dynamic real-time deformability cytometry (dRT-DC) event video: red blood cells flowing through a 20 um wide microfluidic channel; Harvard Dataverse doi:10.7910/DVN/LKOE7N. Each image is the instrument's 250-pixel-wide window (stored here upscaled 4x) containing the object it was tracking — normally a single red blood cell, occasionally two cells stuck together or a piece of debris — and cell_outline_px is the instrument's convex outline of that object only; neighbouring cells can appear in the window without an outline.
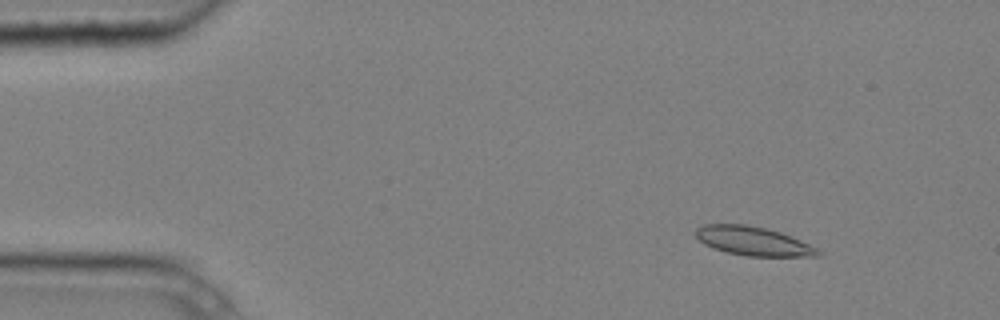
{"species": "common noctule bat (a hibernating species)", "species_latin": "Nyctalus noctula", "temperature_condition": "cold", "stored_images_in_passage": 6, "camera_frame_rate_fps": 3000, "um_per_image_px": 0.085, "animal": {"sex": "male", "body_mass_g": 20.4}, "frame": {"image": 1, "passage_image": 2, "time_ms": 0.333, "image_size_px": [1000, 320], "cell_outline_px": [[824, 256], [748, 256], [728, 252], [712, 248], [704, 244], [696, 236], [696, 228], [704, 224], [744, 224], [764, 228], [780, 232], [800, 240], [824, 252]], "centroid_in_image_um": [64.04, 20.5], "position_along_channel_um": 21.0, "area_um2": 20.46}}
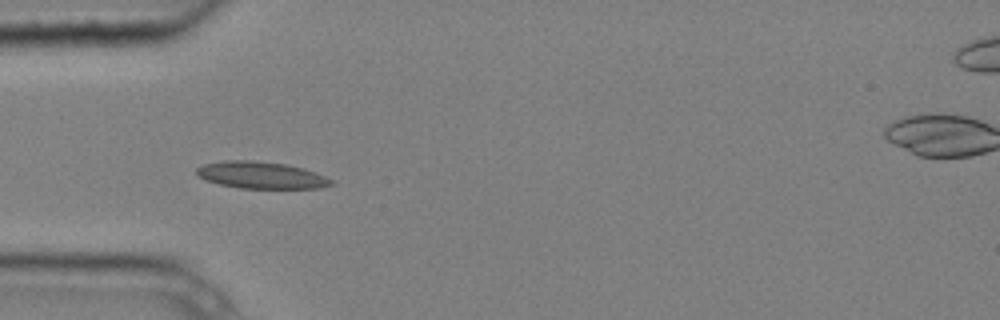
{"frame": {"image": 2, "passage_image": 5, "time_ms": 1.333, "image_size_px": [1000, 320], "cell_outline_px": [[336, 184], [320, 188], [240, 188], [220, 184], [204, 180], [196, 176], [196, 168], [204, 164], [224, 160], [252, 160], [288, 164], [304, 168], [336, 180]], "centroid_in_image_um": [22.23, 14.88], "position_along_channel_um": 62.8, "area_um2": 21.44}}
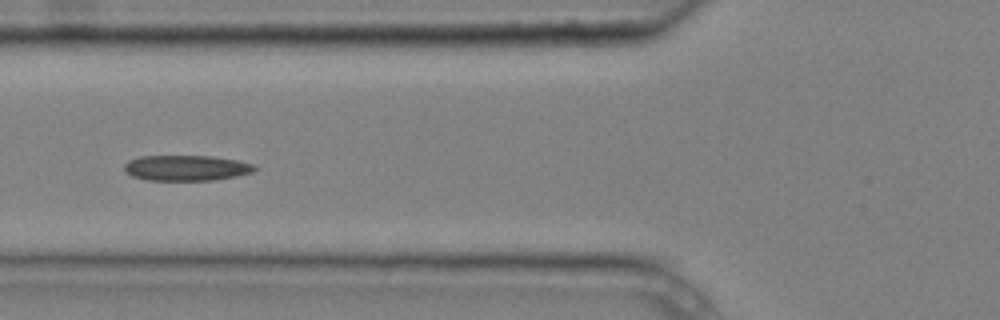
{"frame": {"image": 3, "passage_image": 6, "time_ms": 1.667, "image_size_px": [1000, 320], "cell_outline_px": [[256, 168], [252, 172], [236, 176], [216, 180], [148, 180], [132, 176], [124, 168], [124, 164], [128, 160], [140, 156], [212, 156], [236, 160], [256, 164]], "centroid_in_image_um": [15.85, 14.27], "position_along_channel_um": 109.9, "area_um2": 19.36}}